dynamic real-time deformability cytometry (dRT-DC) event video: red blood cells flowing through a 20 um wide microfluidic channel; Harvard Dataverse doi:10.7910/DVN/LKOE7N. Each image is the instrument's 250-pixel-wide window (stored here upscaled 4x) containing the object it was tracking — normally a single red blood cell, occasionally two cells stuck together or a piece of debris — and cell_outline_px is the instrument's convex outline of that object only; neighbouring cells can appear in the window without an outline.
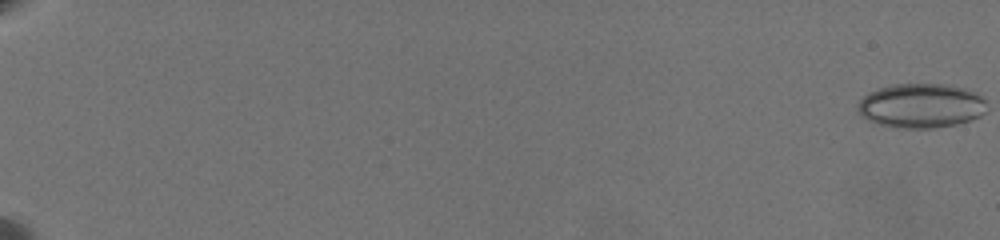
{"species": "common noctule bat (a hibernating species)", "species_latin": "Nyctalus noctula", "temperature_condition": "warm", "stored_images_in_passage": 13, "camera_frame_rate_fps": 3000, "um_per_image_px": 0.085, "animal": {"sex": "female", "body_mass_g": 19.5, "forearm_length_mm": 54.1}, "frame": {"image": 1, "passage_image": 1, "time_ms": 0.0, "image_size_px": [1000, 240], "cell_outline_px": [[984, 112], [980, 116], [956, 124], [932, 128], [904, 128], [880, 124], [868, 120], [856, 108], [860, 100], [864, 96], [880, 88], [896, 84], [940, 84], [960, 88], [972, 92], [980, 96], [984, 100]], "centroid_in_image_um": [78.26, 8.99], "position_along_channel_um": 6.7, "area_um2": 32.54}}